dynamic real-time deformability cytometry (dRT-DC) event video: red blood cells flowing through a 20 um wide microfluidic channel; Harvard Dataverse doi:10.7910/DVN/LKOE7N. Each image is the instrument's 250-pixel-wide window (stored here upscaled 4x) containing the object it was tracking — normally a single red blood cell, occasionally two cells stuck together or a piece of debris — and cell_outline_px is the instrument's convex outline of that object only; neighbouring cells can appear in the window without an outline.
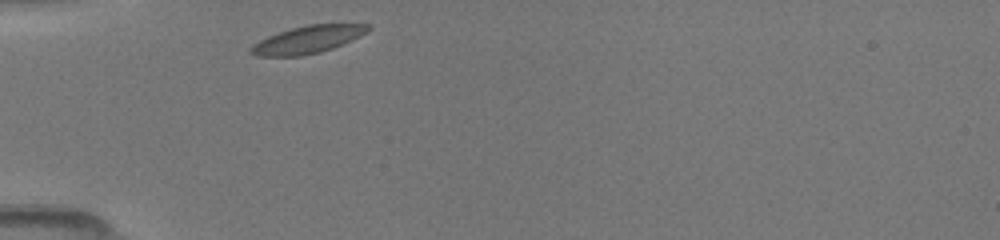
{"species": "common noctule bat (a hibernating species)", "species_latin": "Nyctalus noctula", "temperature_condition": "room temperature", "stored_images_in_passage": 3, "camera_frame_rate_fps": 3000, "um_per_image_px": 0.085, "animal": {"sex": "female", "body_mass_g": 19.5, "forearm_length_mm": 54.1}, "frame": {"image": 1, "passage_image": 1, "time_ms": 0.0, "image_size_px": [1000, 240], "cell_outline_px": [[372, 28], [368, 32], [352, 40], [332, 48], [320, 52], [300, 56], [256, 56], [248, 52], [248, 48], [252, 44], [268, 36], [292, 28], [308, 24], [368, 24]], "centroid_in_image_um": [26.14, 3.37], "position_along_channel_um": 58.9, "area_um2": 18.79}}